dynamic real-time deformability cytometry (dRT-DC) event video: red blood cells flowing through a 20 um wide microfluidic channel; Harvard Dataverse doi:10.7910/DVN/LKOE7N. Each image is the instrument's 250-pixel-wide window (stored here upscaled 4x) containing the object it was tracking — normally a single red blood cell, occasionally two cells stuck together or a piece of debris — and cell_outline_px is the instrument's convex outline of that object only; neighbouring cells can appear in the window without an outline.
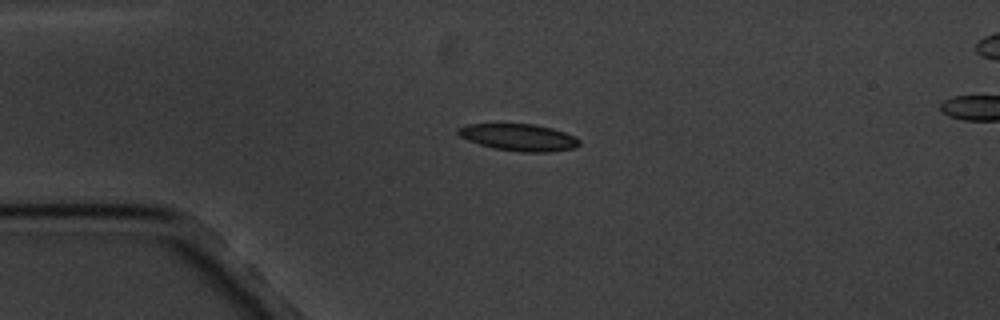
{"species": "common noctule bat (a hibernating species)", "species_latin": "Nyctalus noctula", "temperature_condition": "cold", "stored_images_in_passage": 5, "segment_of_instrument_passage": [1, 2], "camera_frame_rate_fps": 3000, "um_per_image_px": 0.085, "animal": {"sex": "male", "body_mass_g": 20.1, "forearm_length_mm": 53.5}, "frame": {"image": 1, "passage_image": 3, "time_ms": 2.333, "image_size_px": [1000, 320], "cell_outline_px": [[580, 144], [576, 148], [548, 152], [524, 152], [496, 148], [480, 144], [468, 140], [460, 136], [456, 132], [456, 128], [468, 124], [536, 124], [552, 128], [564, 132], [580, 140]], "centroid_in_image_um": [44.1, 11.67], "position_along_channel_um": 40.9, "area_um2": 18.9}}